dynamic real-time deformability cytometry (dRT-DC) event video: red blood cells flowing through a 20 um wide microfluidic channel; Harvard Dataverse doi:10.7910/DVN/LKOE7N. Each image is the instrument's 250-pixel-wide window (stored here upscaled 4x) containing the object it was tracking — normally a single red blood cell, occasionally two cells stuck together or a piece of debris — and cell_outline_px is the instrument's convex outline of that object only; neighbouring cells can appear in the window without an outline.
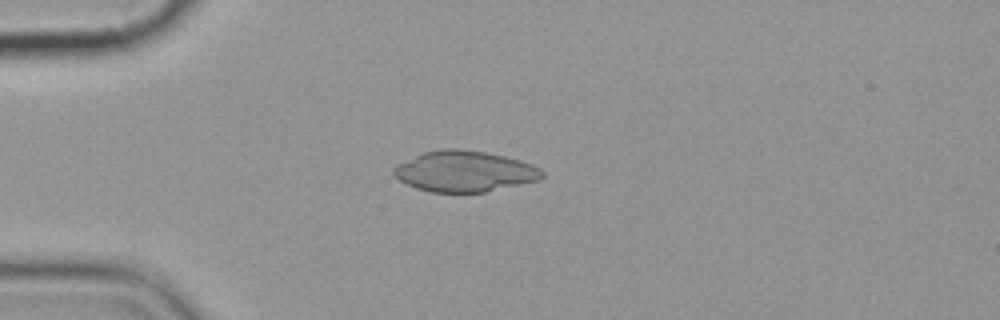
{"species": "common noctule bat (a hibernating species)", "species_latin": "Nyctalus noctula", "temperature_condition": "cold", "stored_images_in_passage": 5, "camera_frame_rate_fps": 3000, "um_per_image_px": 0.085, "animal": {"sex": "female", "body_mass_g": 19.9}, "frame": {"image": 1, "passage_image": 3, "time_ms": 2.333, "image_size_px": [1000, 320], "cell_outline_px": [[544, 176], [540, 180], [484, 192], [432, 192], [416, 188], [400, 180], [392, 172], [392, 168], [396, 164], [424, 152], [444, 148], [456, 148], [484, 152], [504, 156], [520, 160], [532, 164], [540, 168], [544, 172]], "centroid_in_image_um": [39.49, 14.56], "position_along_channel_um": 45.5, "area_um2": 35.26}}